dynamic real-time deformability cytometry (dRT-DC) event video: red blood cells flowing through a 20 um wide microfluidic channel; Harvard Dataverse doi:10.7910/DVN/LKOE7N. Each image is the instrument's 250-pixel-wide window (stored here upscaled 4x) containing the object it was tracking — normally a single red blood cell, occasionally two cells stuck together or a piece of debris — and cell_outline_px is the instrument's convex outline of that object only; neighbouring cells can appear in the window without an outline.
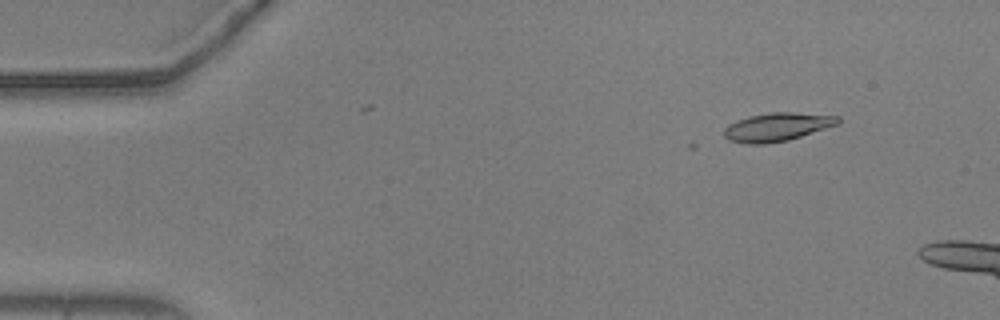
{"species": "common noctule bat (a hibernating species)", "species_latin": "Nyctalus noctula", "temperature_condition": "warm", "stored_images_in_passage": 7, "camera_frame_rate_fps": 3000, "um_per_image_px": 0.085, "animal": {"sex": "male", "body_mass_g": 20.5, "forearm_length_mm": 52.5}, "frame": {"image": 1, "passage_image": 5, "time_ms": 1.333, "image_size_px": [1000, 320], "cell_outline_px": [[840, 124], [788, 140], [764, 144], [744, 144], [728, 140], [724, 136], [724, 128], [728, 124], [736, 120], [748, 116], [772, 112], [792, 112], [840, 116]], "centroid_in_image_um": [66.04, 10.79], "position_along_channel_um": 19.0, "area_um2": 19.02}}